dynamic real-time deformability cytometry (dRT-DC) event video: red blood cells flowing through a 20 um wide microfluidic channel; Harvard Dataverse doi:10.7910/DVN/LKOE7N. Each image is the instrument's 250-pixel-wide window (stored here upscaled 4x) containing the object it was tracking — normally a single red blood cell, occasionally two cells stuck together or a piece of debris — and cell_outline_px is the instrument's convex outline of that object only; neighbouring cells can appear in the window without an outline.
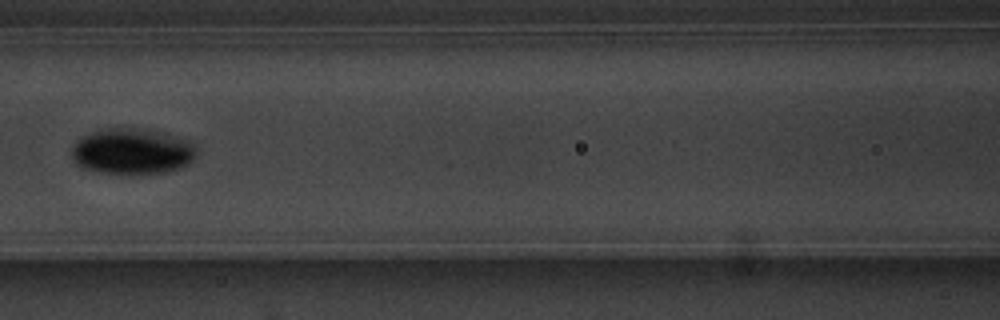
{"species": "common noctule bat (a hibernating species)", "species_latin": "Nyctalus noctula", "temperature_condition": "warm", "stored_images_in_passage": 8, "segment_of_instrument_passage": [2, 2], "camera_frame_rate_fps": 3000, "um_per_image_px": 0.085, "animal": {"sex": "male", "body_mass_g": 20.1, "forearm_length_mm": 53.5}, "frame": {"image": 1, "passage_image": 8, "time_ms": 9.0, "image_size_px": [1000, 320], "cell_outline_px": [[196, 156], [188, 164], [180, 168], [168, 172], [132, 176], [104, 172], [84, 168], [76, 164], [72, 156], [72, 144], [76, 140], [92, 132], [108, 128], [132, 128], [160, 132], [192, 140], [196, 144]], "centroid_in_image_um": [11.28, 12.89], "position_along_channel_um": 155.3, "area_um2": 33.93}}